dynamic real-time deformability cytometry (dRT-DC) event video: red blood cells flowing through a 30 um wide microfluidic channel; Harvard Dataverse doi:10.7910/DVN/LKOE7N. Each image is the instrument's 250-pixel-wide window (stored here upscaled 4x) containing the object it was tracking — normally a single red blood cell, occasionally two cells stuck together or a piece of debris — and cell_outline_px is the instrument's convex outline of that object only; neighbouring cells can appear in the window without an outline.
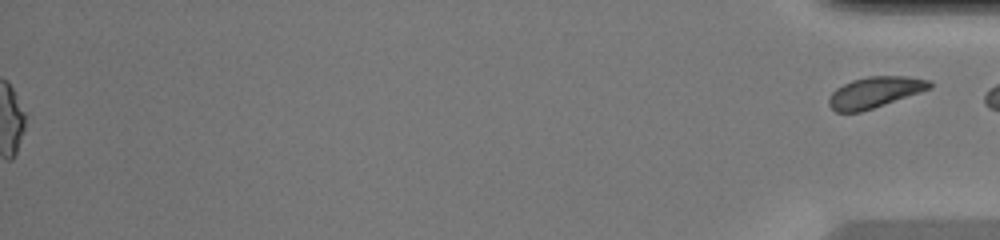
{"species": "common noctule bat (a hibernating species)", "species_latin": "Nyctalus noctula", "temperature_condition": "warm", "stored_images_in_passage": 45, "segment_of_instrument_passage": [2, 2], "camera_frame_rate_fps": 3000, "um_per_image_px": 0.085, "animal": {"sex": "female", "body_mass_g": 20.0, "forearm_length_mm": 54.0}, "frame": {"image": 1, "passage_image": 45, "time_ms": 14.667, "image_size_px": [1000, 240], "cell_outline_px": [[932, 88], [860, 112], [836, 112], [828, 104], [828, 100], [832, 92], [836, 88], [852, 80], [868, 76], [908, 76], [932, 80]], "centroid_in_image_um": [74.37, 7.83], "position_along_channel_um": 360.8, "area_um2": 18.09}}